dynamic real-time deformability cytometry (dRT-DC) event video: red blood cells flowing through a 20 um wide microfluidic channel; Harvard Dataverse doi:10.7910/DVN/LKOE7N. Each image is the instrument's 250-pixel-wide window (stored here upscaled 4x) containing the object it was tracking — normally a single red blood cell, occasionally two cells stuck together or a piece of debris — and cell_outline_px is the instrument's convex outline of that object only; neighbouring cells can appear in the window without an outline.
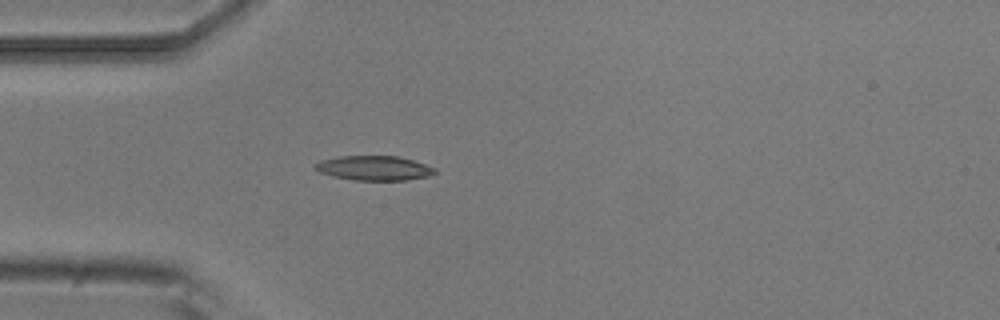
{"species": "common noctule bat (a hibernating species)", "species_latin": "Nyctalus noctula", "temperature_condition": "room temperature", "stored_images_in_passage": 5, "camera_frame_rate_fps": 3000, "um_per_image_px": 0.085, "animal": {"sex": "male", "body_mass_g": 20.5, "forearm_length_mm": 52.5}, "frame": {"image": 1, "passage_image": 5, "time_ms": 1.333, "image_size_px": [1000, 320], "cell_outline_px": [[436, 172], [428, 176], [408, 180], [356, 180], [332, 176], [320, 172], [316, 168], [316, 164], [320, 160], [340, 156], [396, 156], [412, 160], [436, 168]], "centroid_in_image_um": [31.81, 14.29], "position_along_channel_um": 53.2, "area_um2": 16.94}}